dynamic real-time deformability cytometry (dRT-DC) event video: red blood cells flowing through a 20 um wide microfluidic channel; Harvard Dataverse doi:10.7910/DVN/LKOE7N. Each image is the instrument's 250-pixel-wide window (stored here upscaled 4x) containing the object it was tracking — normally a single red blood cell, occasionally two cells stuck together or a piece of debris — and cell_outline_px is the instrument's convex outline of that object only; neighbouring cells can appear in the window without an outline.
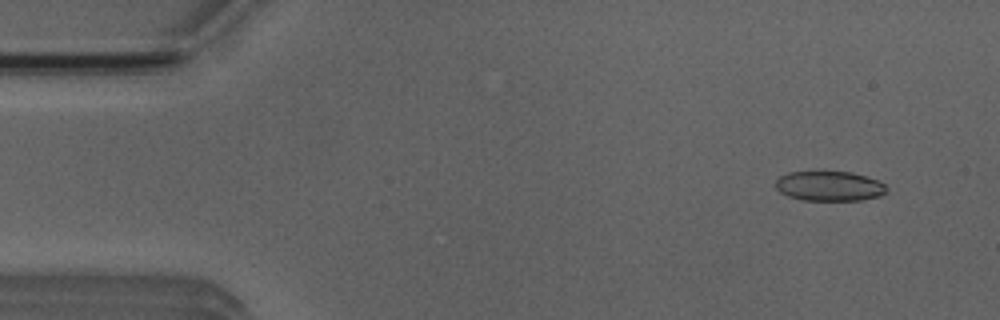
{"species": "Egyptian fruit bat (a non-hibernating species)", "species_latin": "Rousettus aegyptiacus", "temperature_condition": "room temperature", "stored_images_in_passage": 4, "camera_frame_rate_fps": 3000, "um_per_image_px": 0.085, "animal": {"sex": "male"}, "frame": {"image": 1, "passage_image": 1, "time_ms": 0.0, "image_size_px": [1000, 320], "cell_outline_px": [[888, 188], [880, 196], [860, 200], [804, 200], [788, 196], [780, 192], [776, 188], [776, 180], [780, 176], [788, 172], [852, 172], [876, 180], [884, 184]], "centroid_in_image_um": [70.48, 15.82], "position_along_channel_um": 14.5, "area_um2": 19.07}}